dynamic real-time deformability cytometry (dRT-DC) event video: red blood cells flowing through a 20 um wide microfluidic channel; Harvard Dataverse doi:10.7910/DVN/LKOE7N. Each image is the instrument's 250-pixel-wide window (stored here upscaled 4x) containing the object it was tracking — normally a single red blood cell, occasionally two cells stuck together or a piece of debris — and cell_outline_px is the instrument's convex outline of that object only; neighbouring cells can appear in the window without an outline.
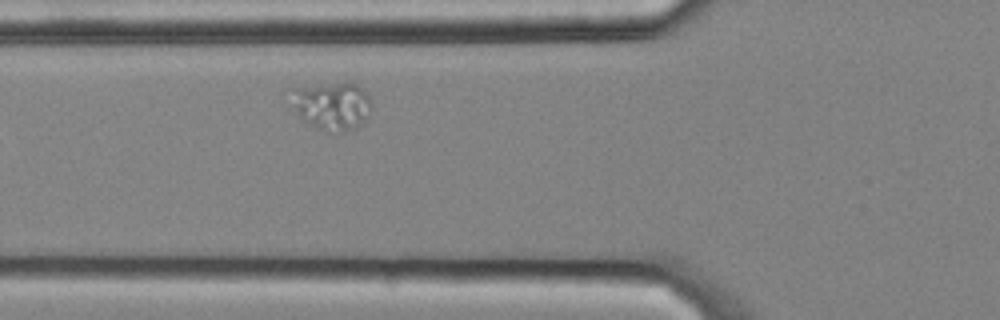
{"species": "common noctule bat (a hibernating species)", "species_latin": "Nyctalus noctula", "temperature_condition": "cold", "stored_images_in_passage": 2, "camera_frame_rate_fps": 3000, "um_per_image_px": 0.085, "animal": {"sex": "male", "body_mass_g": 20.4}, "frame": {"image": 1, "passage_image": 2, "time_ms": 0.333, "image_size_px": [1000, 320], "cell_outline_px": [[372, 112], [360, 124], [344, 132], [340, 132], [320, 128], [304, 120], [300, 116], [296, 108], [292, 88], [352, 80], [364, 88], [372, 104]], "centroid_in_image_um": [28.33, 8.93], "position_along_channel_um": 97.5, "area_um2": 22.2}}